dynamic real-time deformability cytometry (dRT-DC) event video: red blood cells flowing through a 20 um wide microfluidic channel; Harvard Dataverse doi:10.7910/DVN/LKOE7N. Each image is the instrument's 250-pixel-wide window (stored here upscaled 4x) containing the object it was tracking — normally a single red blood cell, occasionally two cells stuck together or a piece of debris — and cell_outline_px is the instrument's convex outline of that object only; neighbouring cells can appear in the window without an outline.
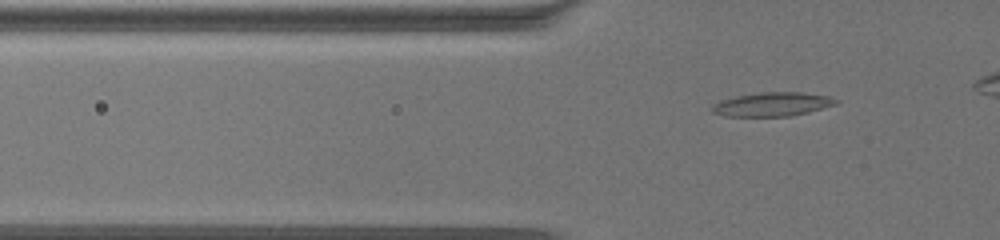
{"species": "common noctule bat (a hibernating species)", "species_latin": "Nyctalus noctula", "temperature_condition": "warm", "stored_images_in_passage": 51, "camera_frame_rate_fps": 3000, "um_per_image_px": 0.085, "animal": {"sex": "female", "body_mass_g": 19.5, "forearm_length_mm": 54.1}, "frame": {"image": 1, "passage_image": 13, "time_ms": 4.0, "image_size_px": [1000, 240], "cell_outline_px": [[840, 100], [836, 104], [808, 112], [788, 116], [728, 116], [712, 112], [712, 108], [720, 100], [760, 92], [800, 92], [828, 96]], "centroid_in_image_um": [65.69, 8.86], "position_along_channel_um": 60.1, "area_um2": 16.88}}
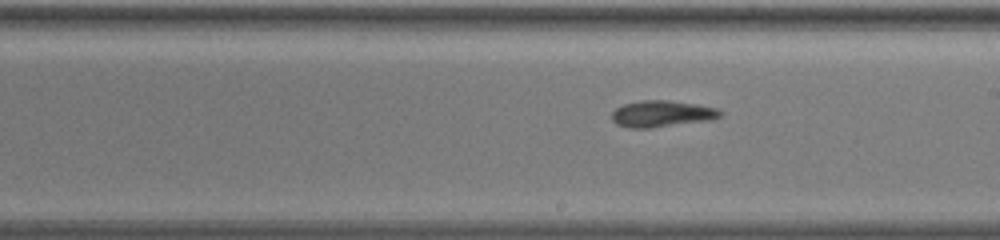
{"frame": {"image": 2, "passage_image": 31, "time_ms": 10.0, "image_size_px": [1000, 240], "cell_outline_px": [[724, 112], [720, 116], [712, 120], [648, 128], [628, 128], [616, 124], [612, 120], [612, 112], [616, 108], [624, 104], [640, 100], [668, 100], [696, 104], [716, 108]], "centroid_in_image_um": [56.25, 9.67], "position_along_channel_um": 232.7, "area_um2": 16.76}}
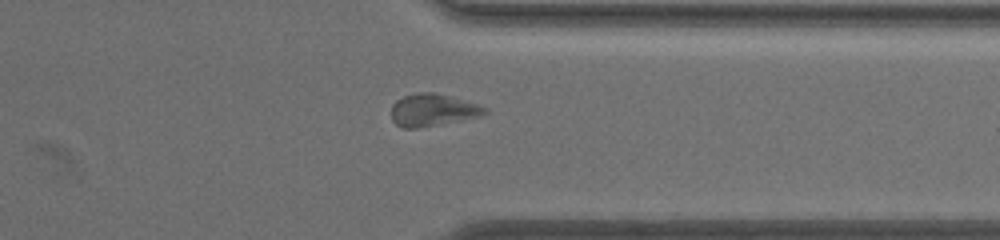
{"frame": {"image": 3, "passage_image": 45, "time_ms": 14.667, "image_size_px": [1000, 240], "cell_outline_px": [[488, 112], [480, 116], [416, 128], [400, 128], [392, 120], [392, 104], [396, 100], [404, 96], [416, 92], [436, 92], [476, 104], [488, 108]], "centroid_in_image_um": [36.74, 9.34], "position_along_channel_um": 374.7, "area_um2": 17.4}}